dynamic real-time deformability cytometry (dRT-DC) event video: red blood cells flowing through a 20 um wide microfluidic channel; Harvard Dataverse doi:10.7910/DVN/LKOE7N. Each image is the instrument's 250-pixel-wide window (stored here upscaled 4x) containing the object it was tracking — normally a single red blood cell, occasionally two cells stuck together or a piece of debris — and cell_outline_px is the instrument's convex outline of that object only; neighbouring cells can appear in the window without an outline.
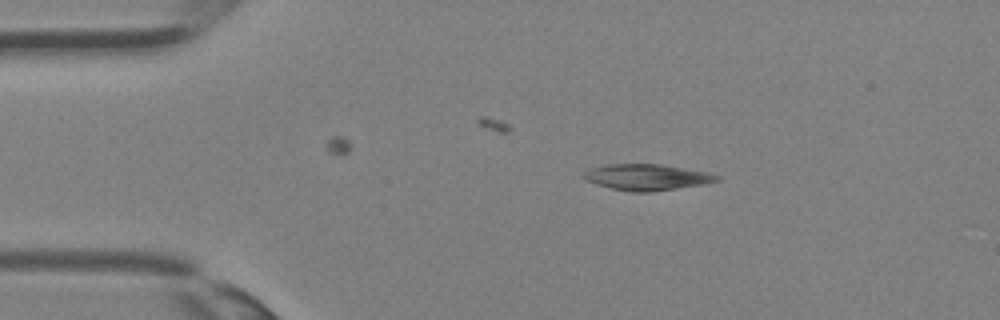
{"species": "Egyptian fruit bat (a non-hibernating species)", "species_latin": "Rousettus aegyptiacus", "temperature_condition": "room temperature", "stored_images_in_passage": 27, "camera_frame_rate_fps": 3000, "um_per_image_px": 0.085, "animal": {"sex": "female"}, "frame": {"image": 1, "passage_image": 1, "time_ms": 0.0, "image_size_px": [1000, 320], "cell_outline_px": [[720, 180], [700, 184], [652, 192], [632, 192], [612, 188], [596, 184], [580, 176], [588, 168], [604, 164], [660, 164], [708, 172], [720, 176]], "centroid_in_image_um": [54.93, 15.05], "position_along_channel_um": 30.1, "area_um2": 20.17}}
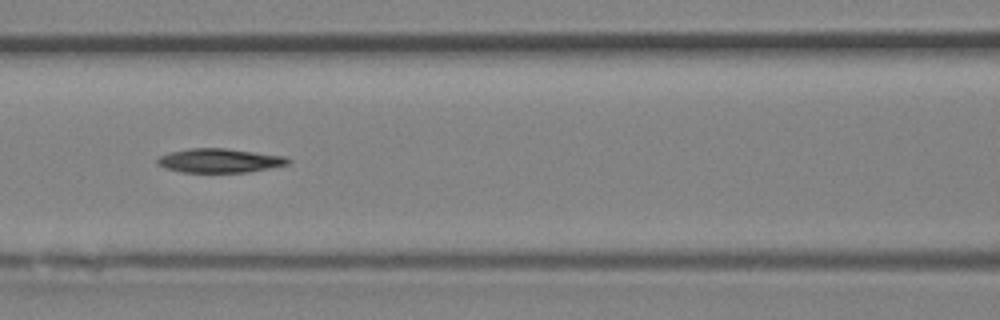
{"frame": {"image": 2, "passage_image": 10, "time_ms": 3.0, "image_size_px": [1000, 320], "cell_outline_px": [[292, 160], [288, 164], [248, 172], [180, 172], [156, 164], [156, 160], [160, 156], [168, 152], [188, 148], [224, 148], [288, 156]], "centroid_in_image_um": [18.67, 13.64], "position_along_channel_um": 147.9, "area_um2": 18.38}}
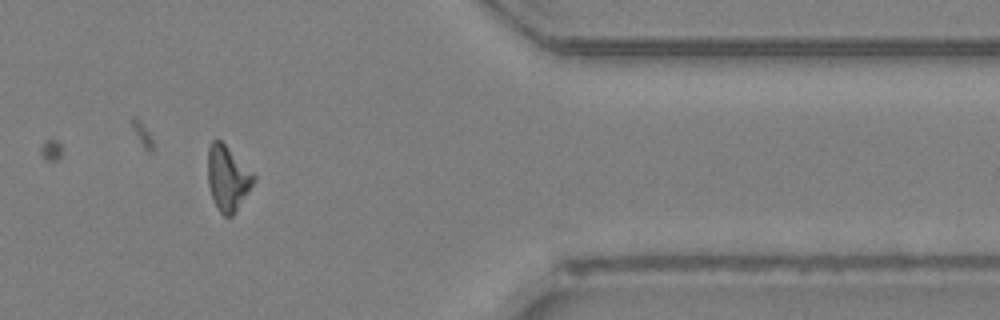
{"frame": {"image": 3, "passage_image": 24, "time_ms": 7.667, "image_size_px": [1000, 320], "cell_outline_px": [[256, 180], [236, 212], [232, 216], [224, 216], [220, 212], [212, 196], [208, 184], [208, 148], [212, 140], [220, 140], [256, 176]], "centroid_in_image_um": [19.36, 15.16], "position_along_channel_um": 392.0, "area_um2": 17.11}}